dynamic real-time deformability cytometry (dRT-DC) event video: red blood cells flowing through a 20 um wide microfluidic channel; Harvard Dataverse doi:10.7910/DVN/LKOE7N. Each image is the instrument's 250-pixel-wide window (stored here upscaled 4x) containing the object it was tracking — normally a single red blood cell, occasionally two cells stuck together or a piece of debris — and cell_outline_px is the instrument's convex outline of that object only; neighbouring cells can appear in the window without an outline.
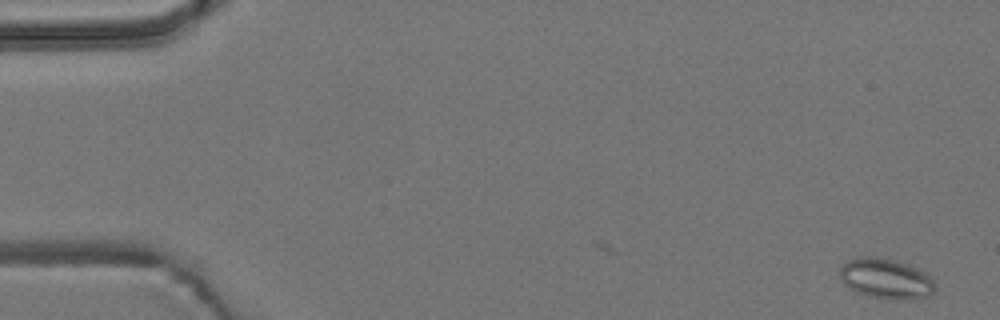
{"species": "common noctule bat (a hibernating species)", "species_latin": "Nyctalus noctula", "temperature_condition": "room temperature", "stored_images_in_passage": 6, "camera_frame_rate_fps": 3000, "um_per_image_px": 0.085, "animal": {"sex": "male", "body_mass_g": 19.2, "forearm_length_mm": 51.8}, "frame": {"image": 1, "passage_image": 1, "time_ms": 0.0, "image_size_px": [1000, 320], "cell_outline_px": [[936, 288], [928, 296], [912, 300], [888, 300], [856, 292], [844, 284], [840, 280], [840, 268], [848, 260], [856, 256], [876, 256], [896, 260], [916, 268], [928, 276], [932, 280]], "centroid_in_image_um": [75.27, 23.69], "position_along_channel_um": 9.7, "area_um2": 22.48}}